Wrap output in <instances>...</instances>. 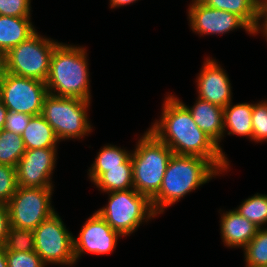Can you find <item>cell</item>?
Here are the masks:
<instances>
[{
	"instance_id": "25",
	"label": "cell",
	"mask_w": 267,
	"mask_h": 267,
	"mask_svg": "<svg viewBox=\"0 0 267 267\" xmlns=\"http://www.w3.org/2000/svg\"><path fill=\"white\" fill-rule=\"evenodd\" d=\"M243 250L246 264L267 267V227L259 228Z\"/></svg>"
},
{
	"instance_id": "28",
	"label": "cell",
	"mask_w": 267,
	"mask_h": 267,
	"mask_svg": "<svg viewBox=\"0 0 267 267\" xmlns=\"http://www.w3.org/2000/svg\"><path fill=\"white\" fill-rule=\"evenodd\" d=\"M17 187L16 168L0 164V203L7 204Z\"/></svg>"
},
{
	"instance_id": "20",
	"label": "cell",
	"mask_w": 267,
	"mask_h": 267,
	"mask_svg": "<svg viewBox=\"0 0 267 267\" xmlns=\"http://www.w3.org/2000/svg\"><path fill=\"white\" fill-rule=\"evenodd\" d=\"M102 192L133 189V166L131 156L120 167L105 168V172L94 182Z\"/></svg>"
},
{
	"instance_id": "1",
	"label": "cell",
	"mask_w": 267,
	"mask_h": 267,
	"mask_svg": "<svg viewBox=\"0 0 267 267\" xmlns=\"http://www.w3.org/2000/svg\"><path fill=\"white\" fill-rule=\"evenodd\" d=\"M162 115L148 129L160 142L165 143L174 154L199 156L211 161L222 173L227 172L229 161L193 121L189 110L172 94L166 96Z\"/></svg>"
},
{
	"instance_id": "16",
	"label": "cell",
	"mask_w": 267,
	"mask_h": 267,
	"mask_svg": "<svg viewBox=\"0 0 267 267\" xmlns=\"http://www.w3.org/2000/svg\"><path fill=\"white\" fill-rule=\"evenodd\" d=\"M220 233L224 245L245 248L256 235L259 227L240 215L235 209L221 214Z\"/></svg>"
},
{
	"instance_id": "7",
	"label": "cell",
	"mask_w": 267,
	"mask_h": 267,
	"mask_svg": "<svg viewBox=\"0 0 267 267\" xmlns=\"http://www.w3.org/2000/svg\"><path fill=\"white\" fill-rule=\"evenodd\" d=\"M59 43L36 31L26 41L7 52V71L10 74L46 82L51 57Z\"/></svg>"
},
{
	"instance_id": "27",
	"label": "cell",
	"mask_w": 267,
	"mask_h": 267,
	"mask_svg": "<svg viewBox=\"0 0 267 267\" xmlns=\"http://www.w3.org/2000/svg\"><path fill=\"white\" fill-rule=\"evenodd\" d=\"M253 141H267V101L253 104L252 110Z\"/></svg>"
},
{
	"instance_id": "21",
	"label": "cell",
	"mask_w": 267,
	"mask_h": 267,
	"mask_svg": "<svg viewBox=\"0 0 267 267\" xmlns=\"http://www.w3.org/2000/svg\"><path fill=\"white\" fill-rule=\"evenodd\" d=\"M204 5L237 14L252 29L258 21L259 0H200Z\"/></svg>"
},
{
	"instance_id": "35",
	"label": "cell",
	"mask_w": 267,
	"mask_h": 267,
	"mask_svg": "<svg viewBox=\"0 0 267 267\" xmlns=\"http://www.w3.org/2000/svg\"><path fill=\"white\" fill-rule=\"evenodd\" d=\"M7 113L8 109L4 106L2 100L0 99V131L4 129Z\"/></svg>"
},
{
	"instance_id": "4",
	"label": "cell",
	"mask_w": 267,
	"mask_h": 267,
	"mask_svg": "<svg viewBox=\"0 0 267 267\" xmlns=\"http://www.w3.org/2000/svg\"><path fill=\"white\" fill-rule=\"evenodd\" d=\"M132 152L133 188L151 200L161 188L168 162L174 153L148 130Z\"/></svg>"
},
{
	"instance_id": "33",
	"label": "cell",
	"mask_w": 267,
	"mask_h": 267,
	"mask_svg": "<svg viewBox=\"0 0 267 267\" xmlns=\"http://www.w3.org/2000/svg\"><path fill=\"white\" fill-rule=\"evenodd\" d=\"M10 226L8 205L0 203V245L4 244Z\"/></svg>"
},
{
	"instance_id": "32",
	"label": "cell",
	"mask_w": 267,
	"mask_h": 267,
	"mask_svg": "<svg viewBox=\"0 0 267 267\" xmlns=\"http://www.w3.org/2000/svg\"><path fill=\"white\" fill-rule=\"evenodd\" d=\"M263 19L264 22H260V19ZM261 24V25H260ZM261 31L263 35L267 38V0H259L258 2V21L253 29V34L257 35Z\"/></svg>"
},
{
	"instance_id": "11",
	"label": "cell",
	"mask_w": 267,
	"mask_h": 267,
	"mask_svg": "<svg viewBox=\"0 0 267 267\" xmlns=\"http://www.w3.org/2000/svg\"><path fill=\"white\" fill-rule=\"evenodd\" d=\"M191 2L187 13L190 28L195 33L201 36L219 35L243 28L248 34H253V29L237 14L209 7L200 0Z\"/></svg>"
},
{
	"instance_id": "37",
	"label": "cell",
	"mask_w": 267,
	"mask_h": 267,
	"mask_svg": "<svg viewBox=\"0 0 267 267\" xmlns=\"http://www.w3.org/2000/svg\"><path fill=\"white\" fill-rule=\"evenodd\" d=\"M0 267H8L6 250L3 245H0Z\"/></svg>"
},
{
	"instance_id": "12",
	"label": "cell",
	"mask_w": 267,
	"mask_h": 267,
	"mask_svg": "<svg viewBox=\"0 0 267 267\" xmlns=\"http://www.w3.org/2000/svg\"><path fill=\"white\" fill-rule=\"evenodd\" d=\"M57 148L26 150L16 166L20 187H53L52 175L56 167Z\"/></svg>"
},
{
	"instance_id": "19",
	"label": "cell",
	"mask_w": 267,
	"mask_h": 267,
	"mask_svg": "<svg viewBox=\"0 0 267 267\" xmlns=\"http://www.w3.org/2000/svg\"><path fill=\"white\" fill-rule=\"evenodd\" d=\"M26 150L40 148H57L59 142L53 128L41 116H32L29 124L21 134Z\"/></svg>"
},
{
	"instance_id": "24",
	"label": "cell",
	"mask_w": 267,
	"mask_h": 267,
	"mask_svg": "<svg viewBox=\"0 0 267 267\" xmlns=\"http://www.w3.org/2000/svg\"><path fill=\"white\" fill-rule=\"evenodd\" d=\"M235 210L259 228H264L267 224V195L254 194L245 199Z\"/></svg>"
},
{
	"instance_id": "26",
	"label": "cell",
	"mask_w": 267,
	"mask_h": 267,
	"mask_svg": "<svg viewBox=\"0 0 267 267\" xmlns=\"http://www.w3.org/2000/svg\"><path fill=\"white\" fill-rule=\"evenodd\" d=\"M11 252H31L35 249V235L32 230L10 226L3 244Z\"/></svg>"
},
{
	"instance_id": "22",
	"label": "cell",
	"mask_w": 267,
	"mask_h": 267,
	"mask_svg": "<svg viewBox=\"0 0 267 267\" xmlns=\"http://www.w3.org/2000/svg\"><path fill=\"white\" fill-rule=\"evenodd\" d=\"M130 155L129 151L120 147L111 144L104 146L89 169V179L94 183L105 172V168L120 167Z\"/></svg>"
},
{
	"instance_id": "2",
	"label": "cell",
	"mask_w": 267,
	"mask_h": 267,
	"mask_svg": "<svg viewBox=\"0 0 267 267\" xmlns=\"http://www.w3.org/2000/svg\"><path fill=\"white\" fill-rule=\"evenodd\" d=\"M222 172L209 160L199 156L173 154L170 158L159 192L151 199L154 212L164 210L199 186Z\"/></svg>"
},
{
	"instance_id": "8",
	"label": "cell",
	"mask_w": 267,
	"mask_h": 267,
	"mask_svg": "<svg viewBox=\"0 0 267 267\" xmlns=\"http://www.w3.org/2000/svg\"><path fill=\"white\" fill-rule=\"evenodd\" d=\"M53 187L34 188L18 186L7 203L10 225L34 230L55 211L51 205Z\"/></svg>"
},
{
	"instance_id": "23",
	"label": "cell",
	"mask_w": 267,
	"mask_h": 267,
	"mask_svg": "<svg viewBox=\"0 0 267 267\" xmlns=\"http://www.w3.org/2000/svg\"><path fill=\"white\" fill-rule=\"evenodd\" d=\"M25 151L24 141L20 134L4 129L0 131V164L16 168Z\"/></svg>"
},
{
	"instance_id": "18",
	"label": "cell",
	"mask_w": 267,
	"mask_h": 267,
	"mask_svg": "<svg viewBox=\"0 0 267 267\" xmlns=\"http://www.w3.org/2000/svg\"><path fill=\"white\" fill-rule=\"evenodd\" d=\"M252 110V103L245 102L232 105V102H230L224 108V133L228 129V135L245 136L253 140Z\"/></svg>"
},
{
	"instance_id": "29",
	"label": "cell",
	"mask_w": 267,
	"mask_h": 267,
	"mask_svg": "<svg viewBox=\"0 0 267 267\" xmlns=\"http://www.w3.org/2000/svg\"><path fill=\"white\" fill-rule=\"evenodd\" d=\"M8 267H45L46 264L35 252H11L6 250Z\"/></svg>"
},
{
	"instance_id": "3",
	"label": "cell",
	"mask_w": 267,
	"mask_h": 267,
	"mask_svg": "<svg viewBox=\"0 0 267 267\" xmlns=\"http://www.w3.org/2000/svg\"><path fill=\"white\" fill-rule=\"evenodd\" d=\"M86 51L82 46L63 43L55 47L46 80L48 93L91 100Z\"/></svg>"
},
{
	"instance_id": "17",
	"label": "cell",
	"mask_w": 267,
	"mask_h": 267,
	"mask_svg": "<svg viewBox=\"0 0 267 267\" xmlns=\"http://www.w3.org/2000/svg\"><path fill=\"white\" fill-rule=\"evenodd\" d=\"M30 19L0 15V49L8 52L32 36L37 30Z\"/></svg>"
},
{
	"instance_id": "5",
	"label": "cell",
	"mask_w": 267,
	"mask_h": 267,
	"mask_svg": "<svg viewBox=\"0 0 267 267\" xmlns=\"http://www.w3.org/2000/svg\"><path fill=\"white\" fill-rule=\"evenodd\" d=\"M108 195V204L96 212L123 237L130 236L142 222L158 216L151 200L134 188L108 192Z\"/></svg>"
},
{
	"instance_id": "38",
	"label": "cell",
	"mask_w": 267,
	"mask_h": 267,
	"mask_svg": "<svg viewBox=\"0 0 267 267\" xmlns=\"http://www.w3.org/2000/svg\"><path fill=\"white\" fill-rule=\"evenodd\" d=\"M246 267H262V266H251V265L246 264Z\"/></svg>"
},
{
	"instance_id": "30",
	"label": "cell",
	"mask_w": 267,
	"mask_h": 267,
	"mask_svg": "<svg viewBox=\"0 0 267 267\" xmlns=\"http://www.w3.org/2000/svg\"><path fill=\"white\" fill-rule=\"evenodd\" d=\"M31 0H0V15L31 17Z\"/></svg>"
},
{
	"instance_id": "10",
	"label": "cell",
	"mask_w": 267,
	"mask_h": 267,
	"mask_svg": "<svg viewBox=\"0 0 267 267\" xmlns=\"http://www.w3.org/2000/svg\"><path fill=\"white\" fill-rule=\"evenodd\" d=\"M48 94L46 82L7 73L0 81V99L8 111L41 115Z\"/></svg>"
},
{
	"instance_id": "14",
	"label": "cell",
	"mask_w": 267,
	"mask_h": 267,
	"mask_svg": "<svg viewBox=\"0 0 267 267\" xmlns=\"http://www.w3.org/2000/svg\"><path fill=\"white\" fill-rule=\"evenodd\" d=\"M203 65L196 79L198 98L225 108L232 102V87L226 71L210 57Z\"/></svg>"
},
{
	"instance_id": "36",
	"label": "cell",
	"mask_w": 267,
	"mask_h": 267,
	"mask_svg": "<svg viewBox=\"0 0 267 267\" xmlns=\"http://www.w3.org/2000/svg\"><path fill=\"white\" fill-rule=\"evenodd\" d=\"M111 8H117L125 5H129L137 0H109Z\"/></svg>"
},
{
	"instance_id": "31",
	"label": "cell",
	"mask_w": 267,
	"mask_h": 267,
	"mask_svg": "<svg viewBox=\"0 0 267 267\" xmlns=\"http://www.w3.org/2000/svg\"><path fill=\"white\" fill-rule=\"evenodd\" d=\"M31 117L26 113L8 111L4 130L21 135L29 124Z\"/></svg>"
},
{
	"instance_id": "9",
	"label": "cell",
	"mask_w": 267,
	"mask_h": 267,
	"mask_svg": "<svg viewBox=\"0 0 267 267\" xmlns=\"http://www.w3.org/2000/svg\"><path fill=\"white\" fill-rule=\"evenodd\" d=\"M35 249L44 263L73 265L76 263L73 249V235L64 225L58 213L54 212L34 230Z\"/></svg>"
},
{
	"instance_id": "34",
	"label": "cell",
	"mask_w": 267,
	"mask_h": 267,
	"mask_svg": "<svg viewBox=\"0 0 267 267\" xmlns=\"http://www.w3.org/2000/svg\"><path fill=\"white\" fill-rule=\"evenodd\" d=\"M7 73V52L0 49V81Z\"/></svg>"
},
{
	"instance_id": "13",
	"label": "cell",
	"mask_w": 267,
	"mask_h": 267,
	"mask_svg": "<svg viewBox=\"0 0 267 267\" xmlns=\"http://www.w3.org/2000/svg\"><path fill=\"white\" fill-rule=\"evenodd\" d=\"M122 237L97 213L94 212L82 226L78 238L73 237L74 257L81 254L107 255L114 251L117 240Z\"/></svg>"
},
{
	"instance_id": "6",
	"label": "cell",
	"mask_w": 267,
	"mask_h": 267,
	"mask_svg": "<svg viewBox=\"0 0 267 267\" xmlns=\"http://www.w3.org/2000/svg\"><path fill=\"white\" fill-rule=\"evenodd\" d=\"M89 107L90 101L48 93L43 102L41 116L53 128L59 141L80 139L92 132L87 115Z\"/></svg>"
},
{
	"instance_id": "15",
	"label": "cell",
	"mask_w": 267,
	"mask_h": 267,
	"mask_svg": "<svg viewBox=\"0 0 267 267\" xmlns=\"http://www.w3.org/2000/svg\"><path fill=\"white\" fill-rule=\"evenodd\" d=\"M179 101L189 110L196 125L218 145L220 152L226 157L220 146L221 139L225 135L224 108L199 98L190 108Z\"/></svg>"
}]
</instances>
